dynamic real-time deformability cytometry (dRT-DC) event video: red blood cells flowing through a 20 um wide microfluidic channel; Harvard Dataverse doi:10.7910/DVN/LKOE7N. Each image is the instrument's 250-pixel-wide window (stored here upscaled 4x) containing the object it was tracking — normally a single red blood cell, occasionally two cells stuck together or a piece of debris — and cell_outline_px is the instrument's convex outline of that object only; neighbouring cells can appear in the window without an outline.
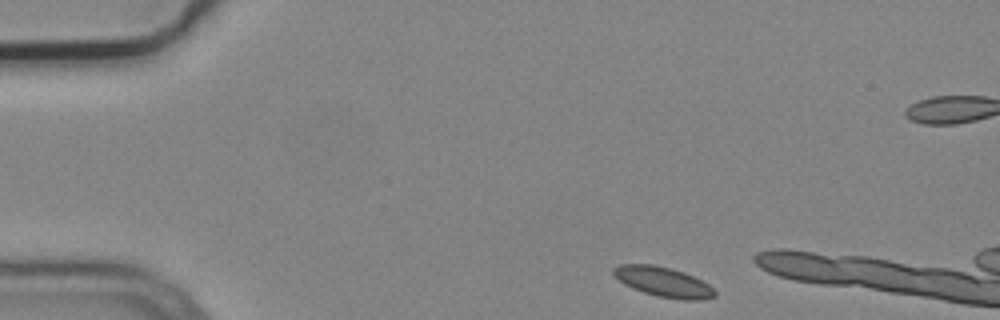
{"species": "common noctule bat (a hibernating species)", "species_latin": "Nyctalus noctula", "temperature_condition": "cold", "stored_images_in_passage": 3, "camera_frame_rate_fps": 3000, "um_per_image_px": 0.085, "animal": {"sex": "male", "body_mass_g": 19.2, "forearm_length_mm": 51.8}, "frame": {"image": 1, "passage_image": 1, "time_ms": 0.0, "image_size_px": [1000, 320], "cell_outline_px": [[716, 296], [704, 300], [680, 300], [656, 296], [632, 288], [624, 284], [612, 272], [612, 268], [620, 264], [652, 264], [672, 268], [684, 272], [708, 284], [716, 292]], "centroid_in_image_um": [56.39, 23.97], "position_along_channel_um": 28.6, "area_um2": 17.69}}